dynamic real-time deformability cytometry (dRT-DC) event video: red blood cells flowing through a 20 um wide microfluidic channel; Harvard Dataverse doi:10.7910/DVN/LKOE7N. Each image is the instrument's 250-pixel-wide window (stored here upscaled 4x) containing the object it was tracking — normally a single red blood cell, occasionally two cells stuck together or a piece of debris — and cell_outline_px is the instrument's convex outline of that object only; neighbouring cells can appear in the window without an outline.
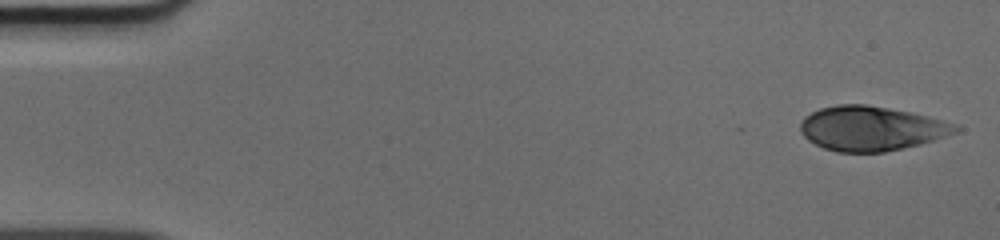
{"species": "human", "species_latin": "Homo sapiens", "temperature_condition": "cold", "stored_images_in_passage": 49, "camera_frame_rate_fps": 3000, "um_per_image_px": 0.085, "donor": {"sex": "male"}, "frame": {"image": 1, "passage_image": 1, "time_ms": 0.0, "image_size_px": [1000, 240], "cell_outline_px": [[964, 128], [948, 136], [920, 144], [884, 152], [836, 152], [824, 148], [808, 140], [800, 132], [800, 124], [804, 116], [820, 108], [836, 104], [864, 104], [888, 108], [908, 112], [956, 124]], "centroid_in_image_um": [74.03, 10.92], "position_along_channel_um": 11.0, "area_um2": 40.11}}
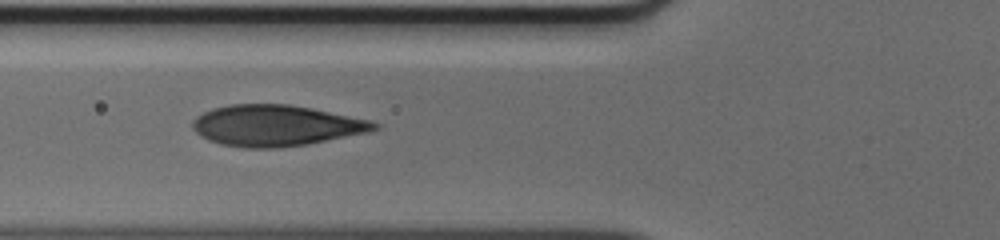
{"frame": {"image": 2, "passage_image": 18, "time_ms": 5.667, "image_size_px": [1000, 240], "cell_outline_px": [[380, 128], [368, 132], [304, 144], [276, 148], [244, 148], [220, 144], [208, 140], [200, 136], [192, 128], [192, 120], [196, 116], [212, 108], [228, 104], [288, 104], [312, 108], [372, 120], [380, 124]], "centroid_in_image_um": [23.43, 10.66], "position_along_channel_um": 102.4, "area_um2": 43.52}}
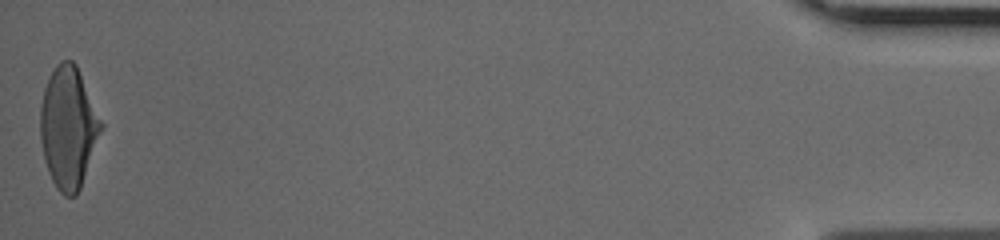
{"frame": {"image": 3, "passage_image": 49, "time_ms": 16.0, "image_size_px": [1000, 240], "cell_outline_px": [[104, 128], [80, 188], [76, 196], [64, 196], [56, 188], [48, 172], [44, 160], [40, 140], [40, 108], [44, 88], [56, 64], [60, 60], [72, 60], [76, 64], [104, 124]], "centroid_in_image_um": [5.82, 10.85], "position_along_channel_um": 429.4, "area_um2": 43.35}}